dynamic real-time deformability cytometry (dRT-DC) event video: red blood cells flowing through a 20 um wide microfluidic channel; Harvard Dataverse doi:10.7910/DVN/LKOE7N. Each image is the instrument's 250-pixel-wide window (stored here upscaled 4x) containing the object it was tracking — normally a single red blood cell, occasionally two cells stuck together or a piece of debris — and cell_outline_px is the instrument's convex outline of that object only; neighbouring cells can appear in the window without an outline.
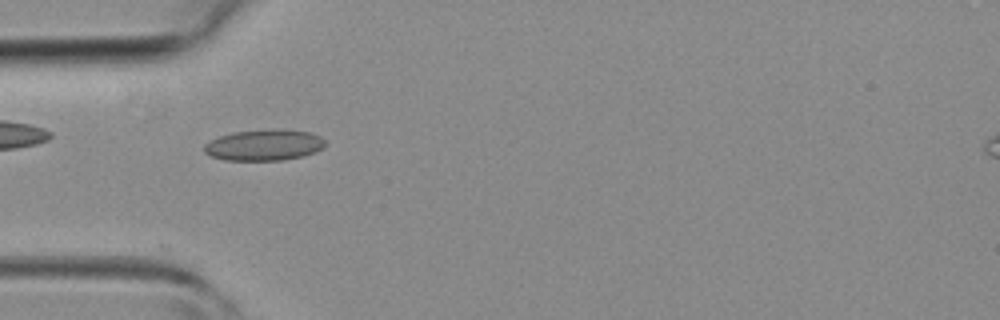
{"species": "common noctule bat (a hibernating species)", "species_latin": "Nyctalus noctula", "temperature_condition": "room temperature", "stored_images_in_passage": 30, "camera_frame_rate_fps": 3000, "um_per_image_px": 0.085, "animal": {"sex": "female", "body_mass_g": 19.3, "forearm_length_mm": 54.1}, "frame": {"image": 1, "passage_image": 1, "time_ms": 0.0, "image_size_px": [1000, 320], "cell_outline_px": [[324, 148], [316, 152], [304, 156], [284, 160], [224, 160], [212, 156], [204, 152], [204, 144], [220, 136], [232, 132], [280, 128], [312, 132], [320, 136], [324, 140]], "centroid_in_image_um": [22.49, 12.32], "position_along_channel_um": 62.5, "area_um2": 22.14}}
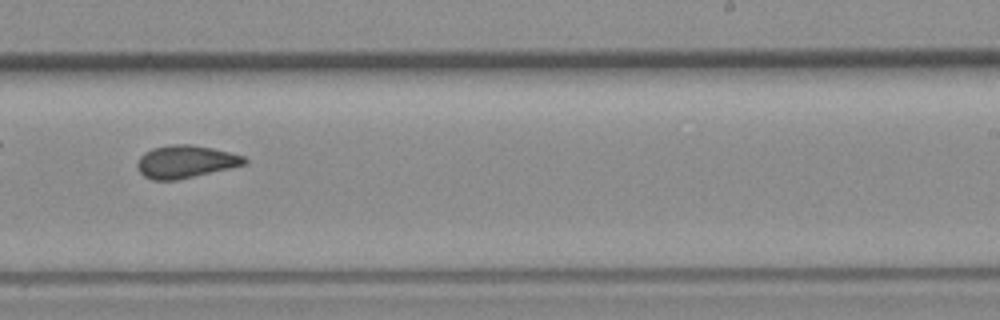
{"frame": {"image": 2, "passage_image": 14, "time_ms": 4.333, "image_size_px": [1000, 320], "cell_outline_px": [[248, 160], [244, 164], [228, 168], [176, 180], [152, 180], [144, 176], [136, 168], [136, 164], [140, 156], [144, 152], [152, 148], [172, 144], [192, 144], [212, 148], [244, 156]], "centroid_in_image_um": [15.71, 13.73], "position_along_channel_um": 273.3, "area_um2": 20.23}}
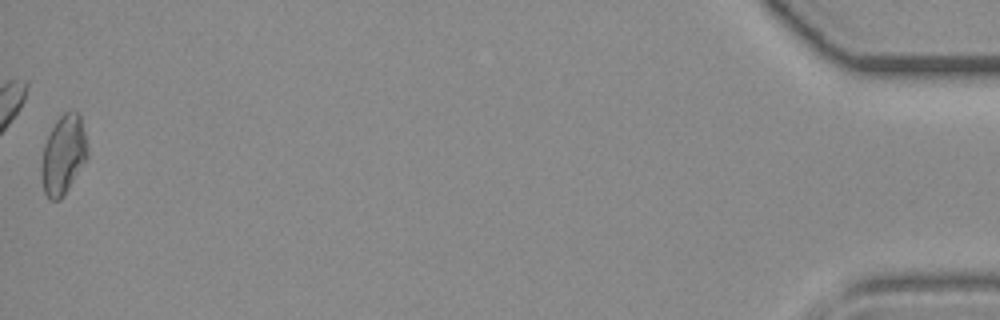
{"frame": {"image": 3, "passage_image": 30, "time_ms": 9.667, "image_size_px": [1000, 320], "cell_outline_px": [[88, 156], [64, 196], [60, 200], [48, 200], [44, 192], [40, 172], [44, 144], [56, 120], [64, 112], [80, 112], [88, 152]], "centroid_in_image_um": [5.37, 13.19], "position_along_channel_um": 429.8, "area_um2": 21.21}}